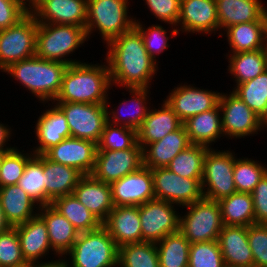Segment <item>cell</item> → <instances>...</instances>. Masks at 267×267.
I'll list each match as a JSON object with an SVG mask.
<instances>
[{
    "mask_svg": "<svg viewBox=\"0 0 267 267\" xmlns=\"http://www.w3.org/2000/svg\"><path fill=\"white\" fill-rule=\"evenodd\" d=\"M106 45L108 51L103 59L109 67L112 87L151 89L159 64L148 54L142 36L134 26Z\"/></svg>",
    "mask_w": 267,
    "mask_h": 267,
    "instance_id": "6da1fadb",
    "label": "cell"
},
{
    "mask_svg": "<svg viewBox=\"0 0 267 267\" xmlns=\"http://www.w3.org/2000/svg\"><path fill=\"white\" fill-rule=\"evenodd\" d=\"M68 65L59 94L53 103H86L105 105L112 88L107 61ZM103 64V65H102Z\"/></svg>",
    "mask_w": 267,
    "mask_h": 267,
    "instance_id": "7a4b0ae2",
    "label": "cell"
},
{
    "mask_svg": "<svg viewBox=\"0 0 267 267\" xmlns=\"http://www.w3.org/2000/svg\"><path fill=\"white\" fill-rule=\"evenodd\" d=\"M68 65L57 61L38 58L36 55L10 64L2 72L13 77L29 93L43 103L51 101L60 92L62 79Z\"/></svg>",
    "mask_w": 267,
    "mask_h": 267,
    "instance_id": "3957f363",
    "label": "cell"
},
{
    "mask_svg": "<svg viewBox=\"0 0 267 267\" xmlns=\"http://www.w3.org/2000/svg\"><path fill=\"white\" fill-rule=\"evenodd\" d=\"M86 41H88L86 29L81 26L38 23L35 55L41 59L67 65L81 63L84 61L69 56H72Z\"/></svg>",
    "mask_w": 267,
    "mask_h": 267,
    "instance_id": "277c9868",
    "label": "cell"
},
{
    "mask_svg": "<svg viewBox=\"0 0 267 267\" xmlns=\"http://www.w3.org/2000/svg\"><path fill=\"white\" fill-rule=\"evenodd\" d=\"M64 259L67 267H118V247L102 225L96 230L79 233Z\"/></svg>",
    "mask_w": 267,
    "mask_h": 267,
    "instance_id": "5b68a950",
    "label": "cell"
},
{
    "mask_svg": "<svg viewBox=\"0 0 267 267\" xmlns=\"http://www.w3.org/2000/svg\"><path fill=\"white\" fill-rule=\"evenodd\" d=\"M130 0H87L86 34L98 32L103 44L134 26V16L128 15Z\"/></svg>",
    "mask_w": 267,
    "mask_h": 267,
    "instance_id": "8992f818",
    "label": "cell"
},
{
    "mask_svg": "<svg viewBox=\"0 0 267 267\" xmlns=\"http://www.w3.org/2000/svg\"><path fill=\"white\" fill-rule=\"evenodd\" d=\"M181 208L188 211L180 214L179 231L190 243L218 240L224 226L218 201L203 197Z\"/></svg>",
    "mask_w": 267,
    "mask_h": 267,
    "instance_id": "52a82bcc",
    "label": "cell"
},
{
    "mask_svg": "<svg viewBox=\"0 0 267 267\" xmlns=\"http://www.w3.org/2000/svg\"><path fill=\"white\" fill-rule=\"evenodd\" d=\"M236 157L233 150L211 148L207 151L201 178L204 198L219 201L237 192L233 179Z\"/></svg>",
    "mask_w": 267,
    "mask_h": 267,
    "instance_id": "ba28073f",
    "label": "cell"
},
{
    "mask_svg": "<svg viewBox=\"0 0 267 267\" xmlns=\"http://www.w3.org/2000/svg\"><path fill=\"white\" fill-rule=\"evenodd\" d=\"M38 22L28 13L17 24L0 31V71L10 64L31 58L36 52Z\"/></svg>",
    "mask_w": 267,
    "mask_h": 267,
    "instance_id": "9c48e42d",
    "label": "cell"
},
{
    "mask_svg": "<svg viewBox=\"0 0 267 267\" xmlns=\"http://www.w3.org/2000/svg\"><path fill=\"white\" fill-rule=\"evenodd\" d=\"M219 108L224 137L230 140L255 136L265 129L262 119L231 90L221 92Z\"/></svg>",
    "mask_w": 267,
    "mask_h": 267,
    "instance_id": "30bf717a",
    "label": "cell"
},
{
    "mask_svg": "<svg viewBox=\"0 0 267 267\" xmlns=\"http://www.w3.org/2000/svg\"><path fill=\"white\" fill-rule=\"evenodd\" d=\"M65 115L70 137L99 143L107 123L105 105L86 103H54Z\"/></svg>",
    "mask_w": 267,
    "mask_h": 267,
    "instance_id": "8fae6325",
    "label": "cell"
},
{
    "mask_svg": "<svg viewBox=\"0 0 267 267\" xmlns=\"http://www.w3.org/2000/svg\"><path fill=\"white\" fill-rule=\"evenodd\" d=\"M156 199L184 207L203 198L201 178H185L167 167L151 169Z\"/></svg>",
    "mask_w": 267,
    "mask_h": 267,
    "instance_id": "7c38bea8",
    "label": "cell"
},
{
    "mask_svg": "<svg viewBox=\"0 0 267 267\" xmlns=\"http://www.w3.org/2000/svg\"><path fill=\"white\" fill-rule=\"evenodd\" d=\"M180 206L153 199L139 206L143 242L157 243L179 231Z\"/></svg>",
    "mask_w": 267,
    "mask_h": 267,
    "instance_id": "4fadbf2b",
    "label": "cell"
},
{
    "mask_svg": "<svg viewBox=\"0 0 267 267\" xmlns=\"http://www.w3.org/2000/svg\"><path fill=\"white\" fill-rule=\"evenodd\" d=\"M143 166V149L136 143L131 149L113 151L97 150L91 175L101 182L111 184Z\"/></svg>",
    "mask_w": 267,
    "mask_h": 267,
    "instance_id": "5bb4252c",
    "label": "cell"
},
{
    "mask_svg": "<svg viewBox=\"0 0 267 267\" xmlns=\"http://www.w3.org/2000/svg\"><path fill=\"white\" fill-rule=\"evenodd\" d=\"M186 83L175 86L164 99L182 122L219 105L220 92Z\"/></svg>",
    "mask_w": 267,
    "mask_h": 267,
    "instance_id": "9a60e30c",
    "label": "cell"
},
{
    "mask_svg": "<svg viewBox=\"0 0 267 267\" xmlns=\"http://www.w3.org/2000/svg\"><path fill=\"white\" fill-rule=\"evenodd\" d=\"M110 186L114 206H140L156 199L152 171L144 165Z\"/></svg>",
    "mask_w": 267,
    "mask_h": 267,
    "instance_id": "2e32d148",
    "label": "cell"
},
{
    "mask_svg": "<svg viewBox=\"0 0 267 267\" xmlns=\"http://www.w3.org/2000/svg\"><path fill=\"white\" fill-rule=\"evenodd\" d=\"M176 27L179 34L218 33L216 0H180V14Z\"/></svg>",
    "mask_w": 267,
    "mask_h": 267,
    "instance_id": "e0dca14e",
    "label": "cell"
},
{
    "mask_svg": "<svg viewBox=\"0 0 267 267\" xmlns=\"http://www.w3.org/2000/svg\"><path fill=\"white\" fill-rule=\"evenodd\" d=\"M97 144L89 140L69 137L50 148L44 155L51 161L77 169L83 175L92 173Z\"/></svg>",
    "mask_w": 267,
    "mask_h": 267,
    "instance_id": "ac0fdd59",
    "label": "cell"
},
{
    "mask_svg": "<svg viewBox=\"0 0 267 267\" xmlns=\"http://www.w3.org/2000/svg\"><path fill=\"white\" fill-rule=\"evenodd\" d=\"M48 103V109H44L36 120L35 143L31 148L35 155L45 154L50 148L58 145L61 141L70 137V129L63 112L52 102Z\"/></svg>",
    "mask_w": 267,
    "mask_h": 267,
    "instance_id": "d6986e66",
    "label": "cell"
},
{
    "mask_svg": "<svg viewBox=\"0 0 267 267\" xmlns=\"http://www.w3.org/2000/svg\"><path fill=\"white\" fill-rule=\"evenodd\" d=\"M124 89L129 94H131L129 95L131 97L128 100L126 98H123V101L119 103V106L115 107L113 105L115 109L113 107L111 109L110 107L111 101L110 102L108 101L110 98L108 97L105 103L106 111H107V122L113 125L128 127V128H131L137 131L141 127L143 120L146 118L148 111L151 107L150 106L151 103L149 102V100L151 101V99L149 98L151 92L149 88H124ZM129 104H130V107L134 106L132 111L129 109L127 110V108H130L128 107ZM123 105L124 106L126 105L125 107L127 108H125Z\"/></svg>",
    "mask_w": 267,
    "mask_h": 267,
    "instance_id": "ffe728a7",
    "label": "cell"
},
{
    "mask_svg": "<svg viewBox=\"0 0 267 267\" xmlns=\"http://www.w3.org/2000/svg\"><path fill=\"white\" fill-rule=\"evenodd\" d=\"M22 255L27 263L47 262L49 251L59 257L51 248L44 220L37 214L27 222L16 226Z\"/></svg>",
    "mask_w": 267,
    "mask_h": 267,
    "instance_id": "44dd1931",
    "label": "cell"
},
{
    "mask_svg": "<svg viewBox=\"0 0 267 267\" xmlns=\"http://www.w3.org/2000/svg\"><path fill=\"white\" fill-rule=\"evenodd\" d=\"M32 14L38 23L76 25L85 28L87 0H46Z\"/></svg>",
    "mask_w": 267,
    "mask_h": 267,
    "instance_id": "7402d4cb",
    "label": "cell"
},
{
    "mask_svg": "<svg viewBox=\"0 0 267 267\" xmlns=\"http://www.w3.org/2000/svg\"><path fill=\"white\" fill-rule=\"evenodd\" d=\"M103 226L118 248L143 242L139 206H114Z\"/></svg>",
    "mask_w": 267,
    "mask_h": 267,
    "instance_id": "603a6c76",
    "label": "cell"
},
{
    "mask_svg": "<svg viewBox=\"0 0 267 267\" xmlns=\"http://www.w3.org/2000/svg\"><path fill=\"white\" fill-rule=\"evenodd\" d=\"M103 224L114 208L110 184L83 175L72 193Z\"/></svg>",
    "mask_w": 267,
    "mask_h": 267,
    "instance_id": "cb8c5ba5",
    "label": "cell"
},
{
    "mask_svg": "<svg viewBox=\"0 0 267 267\" xmlns=\"http://www.w3.org/2000/svg\"><path fill=\"white\" fill-rule=\"evenodd\" d=\"M217 241L226 267H254L246 226L224 225Z\"/></svg>",
    "mask_w": 267,
    "mask_h": 267,
    "instance_id": "d4e9b609",
    "label": "cell"
},
{
    "mask_svg": "<svg viewBox=\"0 0 267 267\" xmlns=\"http://www.w3.org/2000/svg\"><path fill=\"white\" fill-rule=\"evenodd\" d=\"M219 36L223 31L240 23L267 21V7L262 0H216ZM223 29V30H222Z\"/></svg>",
    "mask_w": 267,
    "mask_h": 267,
    "instance_id": "484cf974",
    "label": "cell"
},
{
    "mask_svg": "<svg viewBox=\"0 0 267 267\" xmlns=\"http://www.w3.org/2000/svg\"><path fill=\"white\" fill-rule=\"evenodd\" d=\"M151 108L141 127L137 130V143L142 149L147 144L161 140L183 125V122L165 100H163L161 107L159 106L158 109L153 108V106Z\"/></svg>",
    "mask_w": 267,
    "mask_h": 267,
    "instance_id": "4316f807",
    "label": "cell"
},
{
    "mask_svg": "<svg viewBox=\"0 0 267 267\" xmlns=\"http://www.w3.org/2000/svg\"><path fill=\"white\" fill-rule=\"evenodd\" d=\"M191 145L184 125L164 138L143 148V165L150 169L167 167L183 150Z\"/></svg>",
    "mask_w": 267,
    "mask_h": 267,
    "instance_id": "83f0119b",
    "label": "cell"
},
{
    "mask_svg": "<svg viewBox=\"0 0 267 267\" xmlns=\"http://www.w3.org/2000/svg\"><path fill=\"white\" fill-rule=\"evenodd\" d=\"M38 215L46 224L52 250L59 257H65L77 240L79 232L51 204L39 207Z\"/></svg>",
    "mask_w": 267,
    "mask_h": 267,
    "instance_id": "f1b7e54d",
    "label": "cell"
},
{
    "mask_svg": "<svg viewBox=\"0 0 267 267\" xmlns=\"http://www.w3.org/2000/svg\"><path fill=\"white\" fill-rule=\"evenodd\" d=\"M223 32L220 37L226 36L231 49L228 53L255 51L267 47V21L240 23L226 28Z\"/></svg>",
    "mask_w": 267,
    "mask_h": 267,
    "instance_id": "f546056e",
    "label": "cell"
},
{
    "mask_svg": "<svg viewBox=\"0 0 267 267\" xmlns=\"http://www.w3.org/2000/svg\"><path fill=\"white\" fill-rule=\"evenodd\" d=\"M183 125L191 144L203 145L211 149L213 142L216 143L222 136L224 137L219 105L188 118Z\"/></svg>",
    "mask_w": 267,
    "mask_h": 267,
    "instance_id": "4dcf8cb0",
    "label": "cell"
},
{
    "mask_svg": "<svg viewBox=\"0 0 267 267\" xmlns=\"http://www.w3.org/2000/svg\"><path fill=\"white\" fill-rule=\"evenodd\" d=\"M0 202L11 227L23 224L38 214L39 206L18 184L0 187Z\"/></svg>",
    "mask_w": 267,
    "mask_h": 267,
    "instance_id": "1f68e13d",
    "label": "cell"
},
{
    "mask_svg": "<svg viewBox=\"0 0 267 267\" xmlns=\"http://www.w3.org/2000/svg\"><path fill=\"white\" fill-rule=\"evenodd\" d=\"M43 174L46 195L53 201L55 198L71 195L83 176L77 169L55 163L43 154Z\"/></svg>",
    "mask_w": 267,
    "mask_h": 267,
    "instance_id": "d6a6232c",
    "label": "cell"
},
{
    "mask_svg": "<svg viewBox=\"0 0 267 267\" xmlns=\"http://www.w3.org/2000/svg\"><path fill=\"white\" fill-rule=\"evenodd\" d=\"M228 72L235 80V86L256 78L267 69V47L255 51L226 53Z\"/></svg>",
    "mask_w": 267,
    "mask_h": 267,
    "instance_id": "836d02e7",
    "label": "cell"
},
{
    "mask_svg": "<svg viewBox=\"0 0 267 267\" xmlns=\"http://www.w3.org/2000/svg\"><path fill=\"white\" fill-rule=\"evenodd\" d=\"M223 225L250 226L255 224L251 193L235 192L220 199Z\"/></svg>",
    "mask_w": 267,
    "mask_h": 267,
    "instance_id": "e575fe53",
    "label": "cell"
},
{
    "mask_svg": "<svg viewBox=\"0 0 267 267\" xmlns=\"http://www.w3.org/2000/svg\"><path fill=\"white\" fill-rule=\"evenodd\" d=\"M79 233L93 231L103 224L73 194L55 198L51 204Z\"/></svg>",
    "mask_w": 267,
    "mask_h": 267,
    "instance_id": "d590c367",
    "label": "cell"
},
{
    "mask_svg": "<svg viewBox=\"0 0 267 267\" xmlns=\"http://www.w3.org/2000/svg\"><path fill=\"white\" fill-rule=\"evenodd\" d=\"M17 184L39 207L52 204V200L46 195L44 184L43 154H34L28 160Z\"/></svg>",
    "mask_w": 267,
    "mask_h": 267,
    "instance_id": "8d00e7d4",
    "label": "cell"
},
{
    "mask_svg": "<svg viewBox=\"0 0 267 267\" xmlns=\"http://www.w3.org/2000/svg\"><path fill=\"white\" fill-rule=\"evenodd\" d=\"M191 243L180 232L168 234L156 243L160 267H188Z\"/></svg>",
    "mask_w": 267,
    "mask_h": 267,
    "instance_id": "74e56055",
    "label": "cell"
},
{
    "mask_svg": "<svg viewBox=\"0 0 267 267\" xmlns=\"http://www.w3.org/2000/svg\"><path fill=\"white\" fill-rule=\"evenodd\" d=\"M232 91L262 120L267 116V69Z\"/></svg>",
    "mask_w": 267,
    "mask_h": 267,
    "instance_id": "f35d334b",
    "label": "cell"
},
{
    "mask_svg": "<svg viewBox=\"0 0 267 267\" xmlns=\"http://www.w3.org/2000/svg\"><path fill=\"white\" fill-rule=\"evenodd\" d=\"M118 267H160L156 243L141 242L119 247Z\"/></svg>",
    "mask_w": 267,
    "mask_h": 267,
    "instance_id": "ab89813d",
    "label": "cell"
},
{
    "mask_svg": "<svg viewBox=\"0 0 267 267\" xmlns=\"http://www.w3.org/2000/svg\"><path fill=\"white\" fill-rule=\"evenodd\" d=\"M209 149L207 146L191 144L181 151L167 168L181 177L202 178L204 158Z\"/></svg>",
    "mask_w": 267,
    "mask_h": 267,
    "instance_id": "60d3db41",
    "label": "cell"
},
{
    "mask_svg": "<svg viewBox=\"0 0 267 267\" xmlns=\"http://www.w3.org/2000/svg\"><path fill=\"white\" fill-rule=\"evenodd\" d=\"M134 18V27L140 32L145 49L157 64L160 63L159 61H157L158 59L156 58V56L164 53V50L170 47L168 42L170 38H176L177 35H180L177 27L172 25L171 27L173 30H169L171 32L168 33L171 34L168 35L167 29H165L161 24H152L151 26L146 28L145 24H142V21H140V19H136V17Z\"/></svg>",
    "mask_w": 267,
    "mask_h": 267,
    "instance_id": "b9f144b4",
    "label": "cell"
},
{
    "mask_svg": "<svg viewBox=\"0 0 267 267\" xmlns=\"http://www.w3.org/2000/svg\"><path fill=\"white\" fill-rule=\"evenodd\" d=\"M267 172V165L253 158L235 159L233 179L237 192L252 193L260 179Z\"/></svg>",
    "mask_w": 267,
    "mask_h": 267,
    "instance_id": "7bdbcfd3",
    "label": "cell"
},
{
    "mask_svg": "<svg viewBox=\"0 0 267 267\" xmlns=\"http://www.w3.org/2000/svg\"><path fill=\"white\" fill-rule=\"evenodd\" d=\"M14 147L4 153L0 168V187L15 185L22 177L28 160L34 155L32 151L20 150Z\"/></svg>",
    "mask_w": 267,
    "mask_h": 267,
    "instance_id": "ee69618b",
    "label": "cell"
},
{
    "mask_svg": "<svg viewBox=\"0 0 267 267\" xmlns=\"http://www.w3.org/2000/svg\"><path fill=\"white\" fill-rule=\"evenodd\" d=\"M136 143V130L107 122L97 144V150L121 151L131 149Z\"/></svg>",
    "mask_w": 267,
    "mask_h": 267,
    "instance_id": "f6af8a7d",
    "label": "cell"
},
{
    "mask_svg": "<svg viewBox=\"0 0 267 267\" xmlns=\"http://www.w3.org/2000/svg\"><path fill=\"white\" fill-rule=\"evenodd\" d=\"M188 267H226L218 241L191 243Z\"/></svg>",
    "mask_w": 267,
    "mask_h": 267,
    "instance_id": "bcb514c9",
    "label": "cell"
},
{
    "mask_svg": "<svg viewBox=\"0 0 267 267\" xmlns=\"http://www.w3.org/2000/svg\"><path fill=\"white\" fill-rule=\"evenodd\" d=\"M16 227L0 234V267H25Z\"/></svg>",
    "mask_w": 267,
    "mask_h": 267,
    "instance_id": "7dc6e473",
    "label": "cell"
},
{
    "mask_svg": "<svg viewBox=\"0 0 267 267\" xmlns=\"http://www.w3.org/2000/svg\"><path fill=\"white\" fill-rule=\"evenodd\" d=\"M247 238L254 259V267H267V224L248 226Z\"/></svg>",
    "mask_w": 267,
    "mask_h": 267,
    "instance_id": "c3c4849f",
    "label": "cell"
},
{
    "mask_svg": "<svg viewBox=\"0 0 267 267\" xmlns=\"http://www.w3.org/2000/svg\"><path fill=\"white\" fill-rule=\"evenodd\" d=\"M150 14L169 26H177L180 14V0H143Z\"/></svg>",
    "mask_w": 267,
    "mask_h": 267,
    "instance_id": "681fc988",
    "label": "cell"
},
{
    "mask_svg": "<svg viewBox=\"0 0 267 267\" xmlns=\"http://www.w3.org/2000/svg\"><path fill=\"white\" fill-rule=\"evenodd\" d=\"M27 14L25 0H0V31L17 24Z\"/></svg>",
    "mask_w": 267,
    "mask_h": 267,
    "instance_id": "f907efd6",
    "label": "cell"
},
{
    "mask_svg": "<svg viewBox=\"0 0 267 267\" xmlns=\"http://www.w3.org/2000/svg\"><path fill=\"white\" fill-rule=\"evenodd\" d=\"M255 224H267V172L251 193Z\"/></svg>",
    "mask_w": 267,
    "mask_h": 267,
    "instance_id": "816d5d0a",
    "label": "cell"
},
{
    "mask_svg": "<svg viewBox=\"0 0 267 267\" xmlns=\"http://www.w3.org/2000/svg\"><path fill=\"white\" fill-rule=\"evenodd\" d=\"M9 127L8 124L0 123V152H8L14 148V146L12 147L8 143V141H11L10 139H12L11 136H14L12 135L13 129Z\"/></svg>",
    "mask_w": 267,
    "mask_h": 267,
    "instance_id": "f5cc1de1",
    "label": "cell"
},
{
    "mask_svg": "<svg viewBox=\"0 0 267 267\" xmlns=\"http://www.w3.org/2000/svg\"><path fill=\"white\" fill-rule=\"evenodd\" d=\"M29 267H67L64 257L48 260L47 262L29 263Z\"/></svg>",
    "mask_w": 267,
    "mask_h": 267,
    "instance_id": "db71d44e",
    "label": "cell"
},
{
    "mask_svg": "<svg viewBox=\"0 0 267 267\" xmlns=\"http://www.w3.org/2000/svg\"><path fill=\"white\" fill-rule=\"evenodd\" d=\"M10 228H11V225L8 223V221L5 218V214L1 206V202H0V234L9 230Z\"/></svg>",
    "mask_w": 267,
    "mask_h": 267,
    "instance_id": "11a10c76",
    "label": "cell"
},
{
    "mask_svg": "<svg viewBox=\"0 0 267 267\" xmlns=\"http://www.w3.org/2000/svg\"><path fill=\"white\" fill-rule=\"evenodd\" d=\"M46 0H25L28 13H33Z\"/></svg>",
    "mask_w": 267,
    "mask_h": 267,
    "instance_id": "9f6ffc18",
    "label": "cell"
},
{
    "mask_svg": "<svg viewBox=\"0 0 267 267\" xmlns=\"http://www.w3.org/2000/svg\"><path fill=\"white\" fill-rule=\"evenodd\" d=\"M4 153L5 152H0V168H1L2 161H3Z\"/></svg>",
    "mask_w": 267,
    "mask_h": 267,
    "instance_id": "6f0895ef",
    "label": "cell"
},
{
    "mask_svg": "<svg viewBox=\"0 0 267 267\" xmlns=\"http://www.w3.org/2000/svg\"><path fill=\"white\" fill-rule=\"evenodd\" d=\"M262 121H263L264 128L266 129L267 128V116Z\"/></svg>",
    "mask_w": 267,
    "mask_h": 267,
    "instance_id": "680465c9",
    "label": "cell"
}]
</instances>
